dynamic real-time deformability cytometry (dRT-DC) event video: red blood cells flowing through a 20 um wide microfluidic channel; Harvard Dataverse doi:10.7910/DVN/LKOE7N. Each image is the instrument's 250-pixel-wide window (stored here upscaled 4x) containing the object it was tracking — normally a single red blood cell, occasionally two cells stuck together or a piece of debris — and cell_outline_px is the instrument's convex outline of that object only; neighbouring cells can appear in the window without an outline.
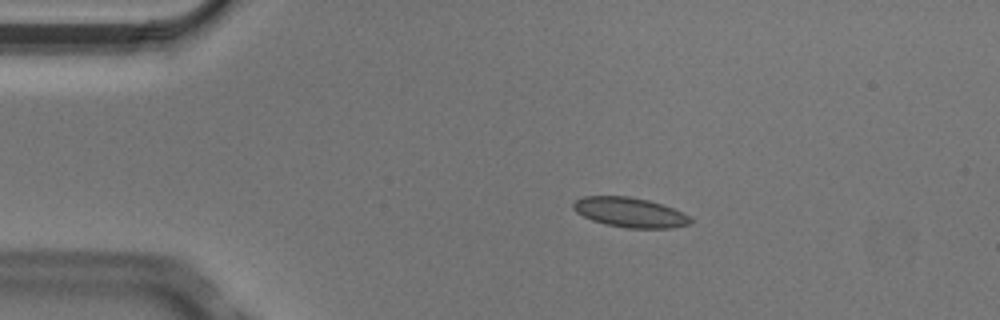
{"species": "Egyptian fruit bat (a non-hibernating species)", "species_latin": "Rousettus aegyptiacus", "temperature_condition": "cold", "stored_images_in_passage": 4, "camera_frame_rate_fps": 3000, "um_per_image_px": 0.085, "animal": {"sex": "male"}, "frame": {"image": 1, "passage_image": 3, "time_ms": 0.667, "image_size_px": [1000, 320], "cell_outline_px": [[692, 224], [672, 228], [624, 228], [604, 224], [592, 220], [576, 212], [572, 208], [572, 204], [576, 200], [584, 196], [628, 196], [648, 200], [672, 208], [688, 216], [692, 220]], "centroid_in_image_um": [53.52, 18.06], "position_along_channel_um": 31.5, "area_um2": 20.29}}